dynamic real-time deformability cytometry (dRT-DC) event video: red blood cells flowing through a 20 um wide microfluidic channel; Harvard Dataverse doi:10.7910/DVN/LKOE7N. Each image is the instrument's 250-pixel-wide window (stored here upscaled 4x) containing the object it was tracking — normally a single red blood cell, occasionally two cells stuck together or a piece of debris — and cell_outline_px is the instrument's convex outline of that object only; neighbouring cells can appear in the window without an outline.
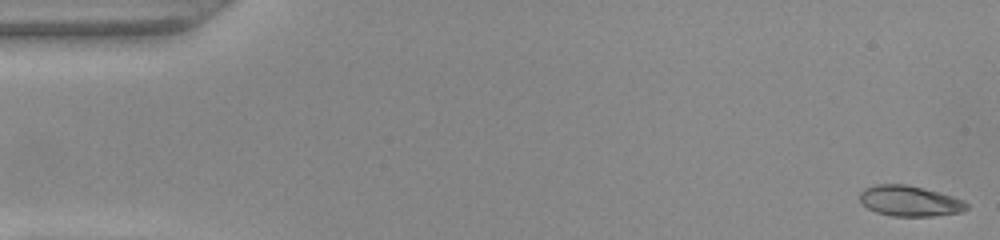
{"species": "common noctule bat (a hibernating species)", "species_latin": "Nyctalus noctula", "temperature_condition": "warm", "stored_images_in_passage": 50, "camera_frame_rate_fps": 3000, "um_per_image_px": 0.085, "animal": {"sex": "female", "body_mass_g": 22.0, "forearm_length_mm": 56.7}, "frame": {"image": 1, "passage_image": 1, "time_ms": 0.0, "image_size_px": [1000, 240], "cell_outline_px": [[968, 208], [960, 212], [932, 216], [892, 216], [876, 212], [868, 208], [860, 200], [860, 192], [864, 188], [876, 184], [904, 184], [924, 188], [952, 196], [964, 200], [968, 204]], "centroid_in_image_um": [77.32, 17.08], "position_along_channel_um": 7.7, "area_um2": 18.96}}
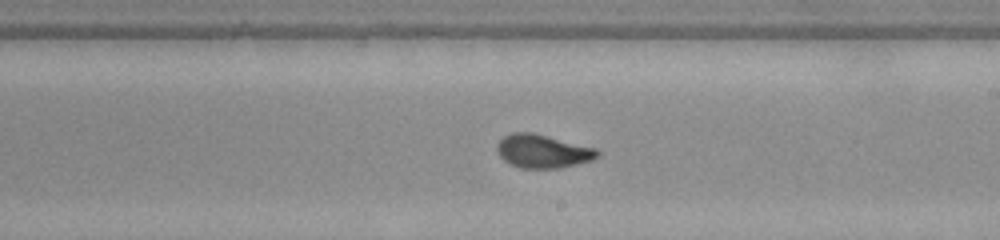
{"frame": {"image": 2, "passage_image": 29, "time_ms": 9.333, "image_size_px": [1000, 240], "cell_outline_px": [[600, 156], [592, 160], [560, 168], [520, 168], [504, 160], [496, 152], [496, 144], [504, 136], [512, 132], [532, 132], [596, 148], [600, 152]], "centroid_in_image_um": [46.13, 12.85], "position_along_channel_um": 242.9, "area_um2": 19.59}}
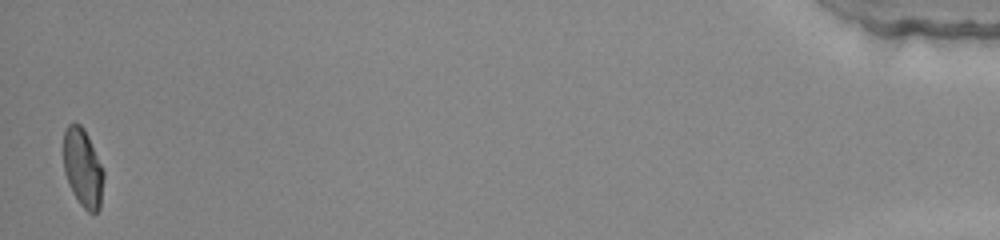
{"frame": {"image": 3, "passage_image": 50, "time_ms": 16.333, "image_size_px": [1000, 240], "cell_outline_px": [[104, 176], [100, 208], [96, 212], [88, 212], [80, 204], [72, 192], [68, 184], [64, 172], [64, 128], [72, 120], [80, 124], [84, 128], [88, 136], [104, 172]], "centroid_in_image_um": [7.02, 14.24], "position_along_channel_um": 428.2, "area_um2": 18.44}, "authors_computed_cell_mechanics": {"area_um2": 19.074, "velocity_mm_per_s": 4.0242, "shape_relaxation_time_tau1_ms": 3.5122, "shape_relaxation_time_tau2_ms": 0.714, "deformation_change_tau1": 0.1922, "deformation_change_tau2": 0.062}}